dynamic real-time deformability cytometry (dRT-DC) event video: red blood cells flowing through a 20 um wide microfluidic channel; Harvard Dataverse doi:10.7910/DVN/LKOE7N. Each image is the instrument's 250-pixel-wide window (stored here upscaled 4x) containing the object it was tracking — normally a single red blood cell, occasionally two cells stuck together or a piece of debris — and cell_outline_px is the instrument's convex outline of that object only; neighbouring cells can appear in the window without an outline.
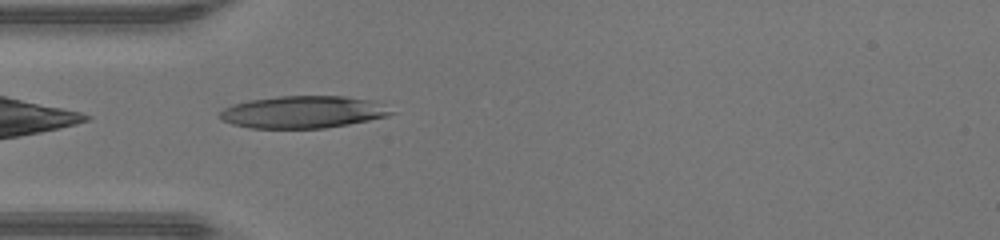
{"species": "human", "species_latin": "Homo sapiens", "temperature_condition": "warm", "stored_images_in_passage": 32, "camera_frame_rate_fps": 3000, "um_per_image_px": 0.085, "donor": {"sex": "male"}, "frame": {"image": 1, "passage_image": 1, "time_ms": 0.0, "image_size_px": [1000, 240], "cell_outline_px": [[396, 112], [388, 116], [348, 124], [324, 128], [252, 128], [232, 124], [224, 120], [220, 116], [220, 112], [224, 108], [232, 104], [248, 100], [280, 96], [344, 96], [372, 100]], "centroid_in_image_um": [25.76, 9.52], "position_along_channel_um": 59.2, "area_um2": 32.02}}
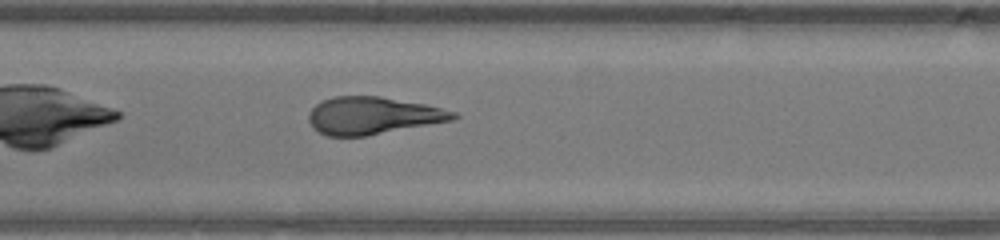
{"frame": {"image": 2, "passage_image": 9, "time_ms": 2.667, "image_size_px": [1000, 240], "cell_outline_px": [[460, 116], [452, 120], [368, 136], [328, 136], [320, 132], [308, 120], [308, 112], [316, 104], [332, 96], [380, 96], [424, 104], [456, 112]], "centroid_in_image_um": [31.68, 9.82], "position_along_channel_um": 175.7, "area_um2": 31.33}}
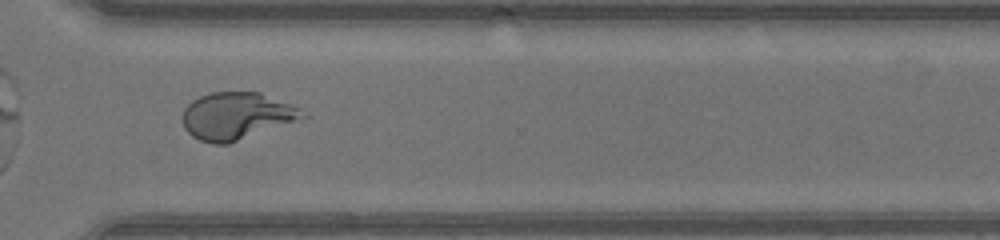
{"frame": {"image": 3, "passage_image": 21, "time_ms": 6.667, "image_size_px": [1000, 240], "cell_outline_px": [[308, 116], [228, 144], [212, 144], [200, 140], [192, 136], [184, 128], [184, 108], [192, 100], [200, 96], [212, 92], [260, 92], [300, 108]], "centroid_in_image_um": [20.08, 9.85], "position_along_channel_um": 350.5, "area_um2": 32.6}, "authors_computed_cell_mechanics": {"area_um2": 32.3102, "velocity_mm_per_s": 4.3839, "shape_relaxation_time_tau1_ms": 4.9427, "shape_relaxation_time_tau2_ms": null, "deformation_change_tau1": 0.2903, "deformation_change_tau2": null}}